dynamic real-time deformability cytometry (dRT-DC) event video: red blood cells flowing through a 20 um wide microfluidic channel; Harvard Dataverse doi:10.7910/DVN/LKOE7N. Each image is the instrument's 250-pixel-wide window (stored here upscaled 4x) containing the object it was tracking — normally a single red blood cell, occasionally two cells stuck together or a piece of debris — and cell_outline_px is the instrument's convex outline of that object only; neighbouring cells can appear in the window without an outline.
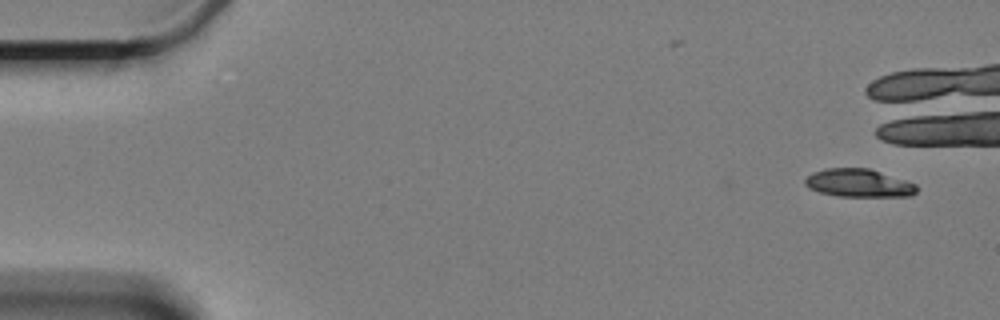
{"species": "Egyptian fruit bat (a non-hibernating species)", "species_latin": "Rousettus aegyptiacus", "temperature_condition": "cold", "stored_images_in_passage": 2, "camera_frame_rate_fps": 3000, "um_per_image_px": 0.085, "animal": {"sex": "female"}, "frame": {"image": 1, "passage_image": 2, "time_ms": 1.333, "image_size_px": [1000, 320], "cell_outline_px": [[916, 192], [908, 196], [840, 196], [820, 192], [804, 184], [804, 180], [812, 172], [824, 168], [868, 168], [916, 184]], "centroid_in_image_um": [72.96, 15.55], "position_along_channel_um": 12.0, "area_um2": 17.92}}